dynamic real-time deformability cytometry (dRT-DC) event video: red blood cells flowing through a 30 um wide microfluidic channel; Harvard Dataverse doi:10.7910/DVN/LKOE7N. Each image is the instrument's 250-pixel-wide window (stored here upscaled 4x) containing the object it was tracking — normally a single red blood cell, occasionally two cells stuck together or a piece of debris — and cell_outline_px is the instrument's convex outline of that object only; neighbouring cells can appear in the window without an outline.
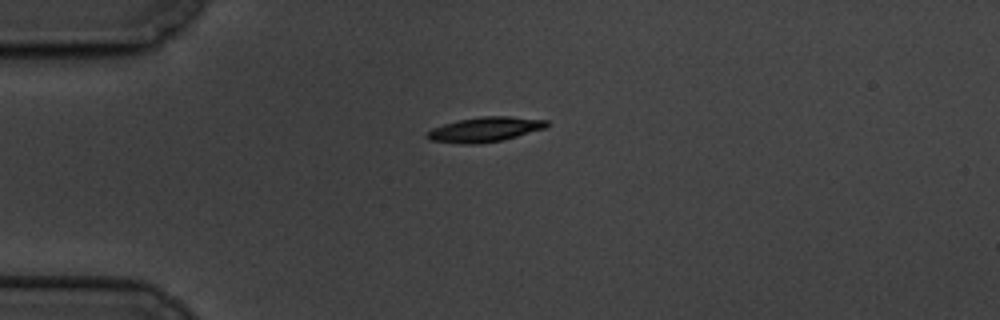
{"species": "common noctule bat (a hibernating species)", "species_latin": "Nyctalus noctula", "temperature_condition": "cold", "stored_images_in_passage": 2, "camera_frame_rate_fps": 3000, "um_per_image_px": 0.085, "animal": {"sex": "male", "body_mass_g": 19.5, "forearm_length_mm": 54.6}, "frame": {"image": 1, "passage_image": 1, "time_ms": 0.0, "image_size_px": [1000, 320], "cell_outline_px": [[548, 124], [544, 128], [504, 140], [476, 144], [460, 144], [428, 140], [424, 136], [432, 128], [456, 120], [480, 116], [508, 116], [548, 120]], "centroid_in_image_um": [41.17, 11.01], "position_along_channel_um": 43.8, "area_um2": 17.4}}